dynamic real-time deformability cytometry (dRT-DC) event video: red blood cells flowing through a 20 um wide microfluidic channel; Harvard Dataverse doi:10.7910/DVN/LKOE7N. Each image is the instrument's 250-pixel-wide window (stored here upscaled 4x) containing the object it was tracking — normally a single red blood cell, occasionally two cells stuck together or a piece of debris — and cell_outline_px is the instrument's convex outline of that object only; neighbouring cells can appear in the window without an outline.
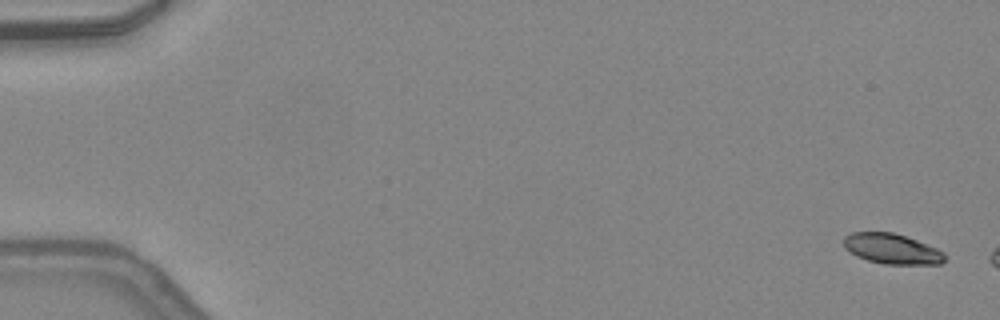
{"species": "common noctule bat (a hibernating species)", "species_latin": "Nyctalus noctula", "temperature_condition": "warm", "stored_images_in_passage": 6, "camera_frame_rate_fps": 3000, "um_per_image_px": 0.085, "animal": {"sex": "female", "body_mass_g": 24.6, "forearm_length_mm": 56.2}, "frame": {"image": 1, "passage_image": 1, "time_ms": 0.0, "image_size_px": [1000, 320], "cell_outline_px": [[944, 260], [940, 264], [884, 264], [868, 260], [856, 256], [844, 248], [844, 236], [852, 232], [892, 232], [916, 240], [936, 248], [944, 252]], "centroid_in_image_um": [75.78, 21.15], "position_along_channel_um": 9.2, "area_um2": 17.69}}